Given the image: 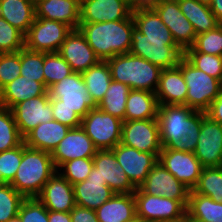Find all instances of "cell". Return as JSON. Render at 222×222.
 <instances>
[{
    "instance_id": "9",
    "label": "cell",
    "mask_w": 222,
    "mask_h": 222,
    "mask_svg": "<svg viewBox=\"0 0 222 222\" xmlns=\"http://www.w3.org/2000/svg\"><path fill=\"white\" fill-rule=\"evenodd\" d=\"M50 99H59V106L73 109L83 118L91 109L96 108L88 94L81 73L73 72L48 88Z\"/></svg>"
},
{
    "instance_id": "48",
    "label": "cell",
    "mask_w": 222,
    "mask_h": 222,
    "mask_svg": "<svg viewBox=\"0 0 222 222\" xmlns=\"http://www.w3.org/2000/svg\"><path fill=\"white\" fill-rule=\"evenodd\" d=\"M53 110V120H56L70 128L81 126L82 118L70 108L59 106V99H50Z\"/></svg>"
},
{
    "instance_id": "35",
    "label": "cell",
    "mask_w": 222,
    "mask_h": 222,
    "mask_svg": "<svg viewBox=\"0 0 222 222\" xmlns=\"http://www.w3.org/2000/svg\"><path fill=\"white\" fill-rule=\"evenodd\" d=\"M130 91L128 85L112 80L104 98L96 107L125 121L126 101Z\"/></svg>"
},
{
    "instance_id": "30",
    "label": "cell",
    "mask_w": 222,
    "mask_h": 222,
    "mask_svg": "<svg viewBox=\"0 0 222 222\" xmlns=\"http://www.w3.org/2000/svg\"><path fill=\"white\" fill-rule=\"evenodd\" d=\"M0 16L26 35L35 20V5L29 0H0Z\"/></svg>"
},
{
    "instance_id": "36",
    "label": "cell",
    "mask_w": 222,
    "mask_h": 222,
    "mask_svg": "<svg viewBox=\"0 0 222 222\" xmlns=\"http://www.w3.org/2000/svg\"><path fill=\"white\" fill-rule=\"evenodd\" d=\"M24 142L11 109L0 106V152L13 149Z\"/></svg>"
},
{
    "instance_id": "3",
    "label": "cell",
    "mask_w": 222,
    "mask_h": 222,
    "mask_svg": "<svg viewBox=\"0 0 222 222\" xmlns=\"http://www.w3.org/2000/svg\"><path fill=\"white\" fill-rule=\"evenodd\" d=\"M51 153L22 143V160L10 183L25 198L37 197L46 182L57 172Z\"/></svg>"
},
{
    "instance_id": "2",
    "label": "cell",
    "mask_w": 222,
    "mask_h": 222,
    "mask_svg": "<svg viewBox=\"0 0 222 222\" xmlns=\"http://www.w3.org/2000/svg\"><path fill=\"white\" fill-rule=\"evenodd\" d=\"M132 15L124 20L79 23L78 29L101 61L129 53L134 28Z\"/></svg>"
},
{
    "instance_id": "15",
    "label": "cell",
    "mask_w": 222,
    "mask_h": 222,
    "mask_svg": "<svg viewBox=\"0 0 222 222\" xmlns=\"http://www.w3.org/2000/svg\"><path fill=\"white\" fill-rule=\"evenodd\" d=\"M11 111L23 138L39 124L53 120L49 93L22 101Z\"/></svg>"
},
{
    "instance_id": "28",
    "label": "cell",
    "mask_w": 222,
    "mask_h": 222,
    "mask_svg": "<svg viewBox=\"0 0 222 222\" xmlns=\"http://www.w3.org/2000/svg\"><path fill=\"white\" fill-rule=\"evenodd\" d=\"M99 222H128L136 216L133 193H115L95 210Z\"/></svg>"
},
{
    "instance_id": "55",
    "label": "cell",
    "mask_w": 222,
    "mask_h": 222,
    "mask_svg": "<svg viewBox=\"0 0 222 222\" xmlns=\"http://www.w3.org/2000/svg\"><path fill=\"white\" fill-rule=\"evenodd\" d=\"M6 222H22V220L20 219L19 215H16L13 218H10L8 221Z\"/></svg>"
},
{
    "instance_id": "32",
    "label": "cell",
    "mask_w": 222,
    "mask_h": 222,
    "mask_svg": "<svg viewBox=\"0 0 222 222\" xmlns=\"http://www.w3.org/2000/svg\"><path fill=\"white\" fill-rule=\"evenodd\" d=\"M132 17L135 27L144 34L145 39L174 40L168 27L153 8L134 10Z\"/></svg>"
},
{
    "instance_id": "33",
    "label": "cell",
    "mask_w": 222,
    "mask_h": 222,
    "mask_svg": "<svg viewBox=\"0 0 222 222\" xmlns=\"http://www.w3.org/2000/svg\"><path fill=\"white\" fill-rule=\"evenodd\" d=\"M186 215L199 222H222V203L190 190Z\"/></svg>"
},
{
    "instance_id": "7",
    "label": "cell",
    "mask_w": 222,
    "mask_h": 222,
    "mask_svg": "<svg viewBox=\"0 0 222 222\" xmlns=\"http://www.w3.org/2000/svg\"><path fill=\"white\" fill-rule=\"evenodd\" d=\"M123 121L97 107L81 120V127L98 150H112L121 141Z\"/></svg>"
},
{
    "instance_id": "27",
    "label": "cell",
    "mask_w": 222,
    "mask_h": 222,
    "mask_svg": "<svg viewBox=\"0 0 222 222\" xmlns=\"http://www.w3.org/2000/svg\"><path fill=\"white\" fill-rule=\"evenodd\" d=\"M70 127L51 120L41 123L24 137L27 147L52 153L59 142L66 136Z\"/></svg>"
},
{
    "instance_id": "4",
    "label": "cell",
    "mask_w": 222,
    "mask_h": 222,
    "mask_svg": "<svg viewBox=\"0 0 222 222\" xmlns=\"http://www.w3.org/2000/svg\"><path fill=\"white\" fill-rule=\"evenodd\" d=\"M112 80L128 85L131 89L156 92L162 69L131 53L115 55L106 60Z\"/></svg>"
},
{
    "instance_id": "1",
    "label": "cell",
    "mask_w": 222,
    "mask_h": 222,
    "mask_svg": "<svg viewBox=\"0 0 222 222\" xmlns=\"http://www.w3.org/2000/svg\"><path fill=\"white\" fill-rule=\"evenodd\" d=\"M202 113L186 105H159L157 121L162 149L194 152Z\"/></svg>"
},
{
    "instance_id": "21",
    "label": "cell",
    "mask_w": 222,
    "mask_h": 222,
    "mask_svg": "<svg viewBox=\"0 0 222 222\" xmlns=\"http://www.w3.org/2000/svg\"><path fill=\"white\" fill-rule=\"evenodd\" d=\"M93 166L97 175L106 181V185L115 193H134L137 189L117 163L112 150H98L93 157Z\"/></svg>"
},
{
    "instance_id": "47",
    "label": "cell",
    "mask_w": 222,
    "mask_h": 222,
    "mask_svg": "<svg viewBox=\"0 0 222 222\" xmlns=\"http://www.w3.org/2000/svg\"><path fill=\"white\" fill-rule=\"evenodd\" d=\"M18 215L22 222H48V210L37 197L25 198Z\"/></svg>"
},
{
    "instance_id": "52",
    "label": "cell",
    "mask_w": 222,
    "mask_h": 222,
    "mask_svg": "<svg viewBox=\"0 0 222 222\" xmlns=\"http://www.w3.org/2000/svg\"><path fill=\"white\" fill-rule=\"evenodd\" d=\"M48 222H71L70 212H55L48 210Z\"/></svg>"
},
{
    "instance_id": "23",
    "label": "cell",
    "mask_w": 222,
    "mask_h": 222,
    "mask_svg": "<svg viewBox=\"0 0 222 222\" xmlns=\"http://www.w3.org/2000/svg\"><path fill=\"white\" fill-rule=\"evenodd\" d=\"M76 205L96 210L108 201L115 192L106 185L93 166L91 173L83 182L73 185Z\"/></svg>"
},
{
    "instance_id": "57",
    "label": "cell",
    "mask_w": 222,
    "mask_h": 222,
    "mask_svg": "<svg viewBox=\"0 0 222 222\" xmlns=\"http://www.w3.org/2000/svg\"><path fill=\"white\" fill-rule=\"evenodd\" d=\"M200 3L206 4V5H210L212 0H198Z\"/></svg>"
},
{
    "instance_id": "12",
    "label": "cell",
    "mask_w": 222,
    "mask_h": 222,
    "mask_svg": "<svg viewBox=\"0 0 222 222\" xmlns=\"http://www.w3.org/2000/svg\"><path fill=\"white\" fill-rule=\"evenodd\" d=\"M203 168L222 166V125L201 114V129L193 152Z\"/></svg>"
},
{
    "instance_id": "14",
    "label": "cell",
    "mask_w": 222,
    "mask_h": 222,
    "mask_svg": "<svg viewBox=\"0 0 222 222\" xmlns=\"http://www.w3.org/2000/svg\"><path fill=\"white\" fill-rule=\"evenodd\" d=\"M162 22L168 27L176 44L185 51L191 47L196 32L190 21L181 12L178 0H161L154 8Z\"/></svg>"
},
{
    "instance_id": "8",
    "label": "cell",
    "mask_w": 222,
    "mask_h": 222,
    "mask_svg": "<svg viewBox=\"0 0 222 222\" xmlns=\"http://www.w3.org/2000/svg\"><path fill=\"white\" fill-rule=\"evenodd\" d=\"M136 216L148 222H182L186 207L178 200L149 195L137 188L134 193Z\"/></svg>"
},
{
    "instance_id": "6",
    "label": "cell",
    "mask_w": 222,
    "mask_h": 222,
    "mask_svg": "<svg viewBox=\"0 0 222 222\" xmlns=\"http://www.w3.org/2000/svg\"><path fill=\"white\" fill-rule=\"evenodd\" d=\"M129 53L142 57L161 69L177 67L184 51L174 40L145 39L144 34L135 26Z\"/></svg>"
},
{
    "instance_id": "11",
    "label": "cell",
    "mask_w": 222,
    "mask_h": 222,
    "mask_svg": "<svg viewBox=\"0 0 222 222\" xmlns=\"http://www.w3.org/2000/svg\"><path fill=\"white\" fill-rule=\"evenodd\" d=\"M120 143L159 158L163 147L157 118L123 121Z\"/></svg>"
},
{
    "instance_id": "24",
    "label": "cell",
    "mask_w": 222,
    "mask_h": 222,
    "mask_svg": "<svg viewBox=\"0 0 222 222\" xmlns=\"http://www.w3.org/2000/svg\"><path fill=\"white\" fill-rule=\"evenodd\" d=\"M187 84L178 67L162 69L155 92L159 105H186Z\"/></svg>"
},
{
    "instance_id": "17",
    "label": "cell",
    "mask_w": 222,
    "mask_h": 222,
    "mask_svg": "<svg viewBox=\"0 0 222 222\" xmlns=\"http://www.w3.org/2000/svg\"><path fill=\"white\" fill-rule=\"evenodd\" d=\"M112 151L117 163L121 165L131 183L136 187L146 180L150 170L158 163V157L153 153L138 151L137 149L117 144Z\"/></svg>"
},
{
    "instance_id": "31",
    "label": "cell",
    "mask_w": 222,
    "mask_h": 222,
    "mask_svg": "<svg viewBox=\"0 0 222 222\" xmlns=\"http://www.w3.org/2000/svg\"><path fill=\"white\" fill-rule=\"evenodd\" d=\"M178 4L181 12L193 25L196 35L212 30L220 24L209 5L198 0H178Z\"/></svg>"
},
{
    "instance_id": "46",
    "label": "cell",
    "mask_w": 222,
    "mask_h": 222,
    "mask_svg": "<svg viewBox=\"0 0 222 222\" xmlns=\"http://www.w3.org/2000/svg\"><path fill=\"white\" fill-rule=\"evenodd\" d=\"M21 50L18 52L0 53V90L20 76Z\"/></svg>"
},
{
    "instance_id": "29",
    "label": "cell",
    "mask_w": 222,
    "mask_h": 222,
    "mask_svg": "<svg viewBox=\"0 0 222 222\" xmlns=\"http://www.w3.org/2000/svg\"><path fill=\"white\" fill-rule=\"evenodd\" d=\"M158 107L154 92L131 89L126 101L125 121L157 118Z\"/></svg>"
},
{
    "instance_id": "41",
    "label": "cell",
    "mask_w": 222,
    "mask_h": 222,
    "mask_svg": "<svg viewBox=\"0 0 222 222\" xmlns=\"http://www.w3.org/2000/svg\"><path fill=\"white\" fill-rule=\"evenodd\" d=\"M44 52L32 51L26 47L21 49L20 76L41 82L44 84Z\"/></svg>"
},
{
    "instance_id": "45",
    "label": "cell",
    "mask_w": 222,
    "mask_h": 222,
    "mask_svg": "<svg viewBox=\"0 0 222 222\" xmlns=\"http://www.w3.org/2000/svg\"><path fill=\"white\" fill-rule=\"evenodd\" d=\"M22 160V144L0 152V183L10 184Z\"/></svg>"
},
{
    "instance_id": "34",
    "label": "cell",
    "mask_w": 222,
    "mask_h": 222,
    "mask_svg": "<svg viewBox=\"0 0 222 222\" xmlns=\"http://www.w3.org/2000/svg\"><path fill=\"white\" fill-rule=\"evenodd\" d=\"M82 74L88 94L97 106L104 98L112 81L111 72L107 61H99Z\"/></svg>"
},
{
    "instance_id": "43",
    "label": "cell",
    "mask_w": 222,
    "mask_h": 222,
    "mask_svg": "<svg viewBox=\"0 0 222 222\" xmlns=\"http://www.w3.org/2000/svg\"><path fill=\"white\" fill-rule=\"evenodd\" d=\"M25 47V35L0 16V53L18 52Z\"/></svg>"
},
{
    "instance_id": "54",
    "label": "cell",
    "mask_w": 222,
    "mask_h": 222,
    "mask_svg": "<svg viewBox=\"0 0 222 222\" xmlns=\"http://www.w3.org/2000/svg\"><path fill=\"white\" fill-rule=\"evenodd\" d=\"M128 222H148L144 218L135 216L133 219L129 220Z\"/></svg>"
},
{
    "instance_id": "53",
    "label": "cell",
    "mask_w": 222,
    "mask_h": 222,
    "mask_svg": "<svg viewBox=\"0 0 222 222\" xmlns=\"http://www.w3.org/2000/svg\"><path fill=\"white\" fill-rule=\"evenodd\" d=\"M209 6L215 18L222 23V0H212Z\"/></svg>"
},
{
    "instance_id": "42",
    "label": "cell",
    "mask_w": 222,
    "mask_h": 222,
    "mask_svg": "<svg viewBox=\"0 0 222 222\" xmlns=\"http://www.w3.org/2000/svg\"><path fill=\"white\" fill-rule=\"evenodd\" d=\"M184 57L198 70L222 82V56L200 52H184Z\"/></svg>"
},
{
    "instance_id": "10",
    "label": "cell",
    "mask_w": 222,
    "mask_h": 222,
    "mask_svg": "<svg viewBox=\"0 0 222 222\" xmlns=\"http://www.w3.org/2000/svg\"><path fill=\"white\" fill-rule=\"evenodd\" d=\"M72 30L70 26L63 22L35 17L28 33L25 35V47L38 52H58Z\"/></svg>"
},
{
    "instance_id": "16",
    "label": "cell",
    "mask_w": 222,
    "mask_h": 222,
    "mask_svg": "<svg viewBox=\"0 0 222 222\" xmlns=\"http://www.w3.org/2000/svg\"><path fill=\"white\" fill-rule=\"evenodd\" d=\"M158 161L190 190L197 185L203 167L193 152L162 149Z\"/></svg>"
},
{
    "instance_id": "40",
    "label": "cell",
    "mask_w": 222,
    "mask_h": 222,
    "mask_svg": "<svg viewBox=\"0 0 222 222\" xmlns=\"http://www.w3.org/2000/svg\"><path fill=\"white\" fill-rule=\"evenodd\" d=\"M24 199L25 197L13 186L0 183V222H6L18 215Z\"/></svg>"
},
{
    "instance_id": "39",
    "label": "cell",
    "mask_w": 222,
    "mask_h": 222,
    "mask_svg": "<svg viewBox=\"0 0 222 222\" xmlns=\"http://www.w3.org/2000/svg\"><path fill=\"white\" fill-rule=\"evenodd\" d=\"M184 52L222 56V23L212 30L196 35L194 44Z\"/></svg>"
},
{
    "instance_id": "22",
    "label": "cell",
    "mask_w": 222,
    "mask_h": 222,
    "mask_svg": "<svg viewBox=\"0 0 222 222\" xmlns=\"http://www.w3.org/2000/svg\"><path fill=\"white\" fill-rule=\"evenodd\" d=\"M37 198L49 211L70 212L76 206L73 185L58 171L46 182Z\"/></svg>"
},
{
    "instance_id": "58",
    "label": "cell",
    "mask_w": 222,
    "mask_h": 222,
    "mask_svg": "<svg viewBox=\"0 0 222 222\" xmlns=\"http://www.w3.org/2000/svg\"><path fill=\"white\" fill-rule=\"evenodd\" d=\"M30 2H32L34 5L37 4L38 2L42 1V0H29Z\"/></svg>"
},
{
    "instance_id": "37",
    "label": "cell",
    "mask_w": 222,
    "mask_h": 222,
    "mask_svg": "<svg viewBox=\"0 0 222 222\" xmlns=\"http://www.w3.org/2000/svg\"><path fill=\"white\" fill-rule=\"evenodd\" d=\"M193 191L222 203V166L203 168Z\"/></svg>"
},
{
    "instance_id": "59",
    "label": "cell",
    "mask_w": 222,
    "mask_h": 222,
    "mask_svg": "<svg viewBox=\"0 0 222 222\" xmlns=\"http://www.w3.org/2000/svg\"><path fill=\"white\" fill-rule=\"evenodd\" d=\"M79 4H81L85 0H76Z\"/></svg>"
},
{
    "instance_id": "38",
    "label": "cell",
    "mask_w": 222,
    "mask_h": 222,
    "mask_svg": "<svg viewBox=\"0 0 222 222\" xmlns=\"http://www.w3.org/2000/svg\"><path fill=\"white\" fill-rule=\"evenodd\" d=\"M44 85L49 88L63 78L71 75V66L63 59L58 52H44Z\"/></svg>"
},
{
    "instance_id": "19",
    "label": "cell",
    "mask_w": 222,
    "mask_h": 222,
    "mask_svg": "<svg viewBox=\"0 0 222 222\" xmlns=\"http://www.w3.org/2000/svg\"><path fill=\"white\" fill-rule=\"evenodd\" d=\"M131 15L129 0H85L80 4L79 23L124 20Z\"/></svg>"
},
{
    "instance_id": "25",
    "label": "cell",
    "mask_w": 222,
    "mask_h": 222,
    "mask_svg": "<svg viewBox=\"0 0 222 222\" xmlns=\"http://www.w3.org/2000/svg\"><path fill=\"white\" fill-rule=\"evenodd\" d=\"M48 94V88L41 82L18 76L0 90V106L12 109L27 99Z\"/></svg>"
},
{
    "instance_id": "49",
    "label": "cell",
    "mask_w": 222,
    "mask_h": 222,
    "mask_svg": "<svg viewBox=\"0 0 222 222\" xmlns=\"http://www.w3.org/2000/svg\"><path fill=\"white\" fill-rule=\"evenodd\" d=\"M71 222H99L95 210L76 205L71 211Z\"/></svg>"
},
{
    "instance_id": "5",
    "label": "cell",
    "mask_w": 222,
    "mask_h": 222,
    "mask_svg": "<svg viewBox=\"0 0 222 222\" xmlns=\"http://www.w3.org/2000/svg\"><path fill=\"white\" fill-rule=\"evenodd\" d=\"M177 67L181 70L188 87L186 106L205 112L219 96L222 82L198 70L184 56L180 59Z\"/></svg>"
},
{
    "instance_id": "13",
    "label": "cell",
    "mask_w": 222,
    "mask_h": 222,
    "mask_svg": "<svg viewBox=\"0 0 222 222\" xmlns=\"http://www.w3.org/2000/svg\"><path fill=\"white\" fill-rule=\"evenodd\" d=\"M139 189L149 195L178 200L186 208L188 206L190 189L178 181L159 161L150 170Z\"/></svg>"
},
{
    "instance_id": "50",
    "label": "cell",
    "mask_w": 222,
    "mask_h": 222,
    "mask_svg": "<svg viewBox=\"0 0 222 222\" xmlns=\"http://www.w3.org/2000/svg\"><path fill=\"white\" fill-rule=\"evenodd\" d=\"M205 114L213 121L222 125V89L219 96L212 102Z\"/></svg>"
},
{
    "instance_id": "51",
    "label": "cell",
    "mask_w": 222,
    "mask_h": 222,
    "mask_svg": "<svg viewBox=\"0 0 222 222\" xmlns=\"http://www.w3.org/2000/svg\"><path fill=\"white\" fill-rule=\"evenodd\" d=\"M161 0H129L132 11L154 8Z\"/></svg>"
},
{
    "instance_id": "18",
    "label": "cell",
    "mask_w": 222,
    "mask_h": 222,
    "mask_svg": "<svg viewBox=\"0 0 222 222\" xmlns=\"http://www.w3.org/2000/svg\"><path fill=\"white\" fill-rule=\"evenodd\" d=\"M98 149L84 129L79 126L70 128L66 136L59 142L54 151L51 153L52 160L56 169L72 159L76 158H93Z\"/></svg>"
},
{
    "instance_id": "26",
    "label": "cell",
    "mask_w": 222,
    "mask_h": 222,
    "mask_svg": "<svg viewBox=\"0 0 222 222\" xmlns=\"http://www.w3.org/2000/svg\"><path fill=\"white\" fill-rule=\"evenodd\" d=\"M35 17L60 21L78 29L80 4L76 0H42L35 4Z\"/></svg>"
},
{
    "instance_id": "20",
    "label": "cell",
    "mask_w": 222,
    "mask_h": 222,
    "mask_svg": "<svg viewBox=\"0 0 222 222\" xmlns=\"http://www.w3.org/2000/svg\"><path fill=\"white\" fill-rule=\"evenodd\" d=\"M58 53L76 73H83L100 61L79 29L67 35Z\"/></svg>"
},
{
    "instance_id": "44",
    "label": "cell",
    "mask_w": 222,
    "mask_h": 222,
    "mask_svg": "<svg viewBox=\"0 0 222 222\" xmlns=\"http://www.w3.org/2000/svg\"><path fill=\"white\" fill-rule=\"evenodd\" d=\"M61 168L65 169L59 173L70 184L75 185L87 179L93 168V158H76L63 163Z\"/></svg>"
},
{
    "instance_id": "56",
    "label": "cell",
    "mask_w": 222,
    "mask_h": 222,
    "mask_svg": "<svg viewBox=\"0 0 222 222\" xmlns=\"http://www.w3.org/2000/svg\"><path fill=\"white\" fill-rule=\"evenodd\" d=\"M183 222H199L197 220L191 219L189 218L187 215L185 216V219L183 220Z\"/></svg>"
}]
</instances>
